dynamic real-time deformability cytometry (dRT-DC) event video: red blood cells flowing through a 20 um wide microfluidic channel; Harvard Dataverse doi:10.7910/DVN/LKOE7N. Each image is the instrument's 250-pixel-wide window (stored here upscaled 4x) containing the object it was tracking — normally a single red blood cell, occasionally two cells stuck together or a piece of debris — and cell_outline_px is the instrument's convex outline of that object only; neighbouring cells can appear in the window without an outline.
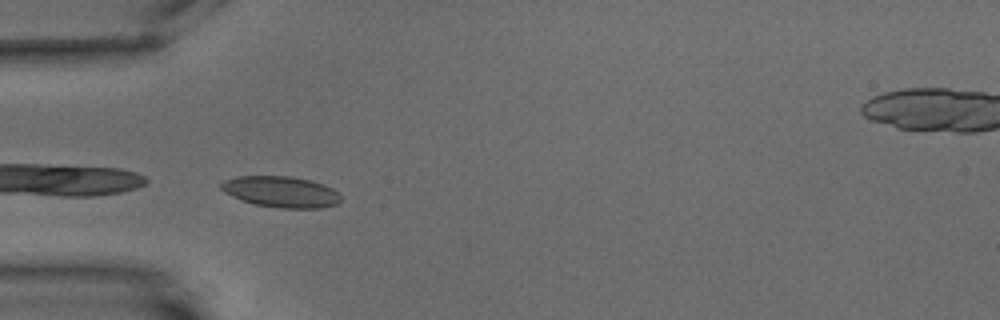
{"species": "common noctule bat (a hibernating species)", "species_latin": "Nyctalus noctula", "temperature_condition": "warm", "stored_images_in_passage": 31, "camera_frame_rate_fps": 3000, "um_per_image_px": 0.085, "animal": {"sex": "male", "body_mass_g": 15.6}, "frame": {"image": 1, "passage_image": 1, "time_ms": 0.0, "image_size_px": [1000, 320], "cell_outline_px": [[340, 200], [336, 204], [320, 208], [280, 208], [256, 204], [240, 200], [224, 192], [220, 188], [220, 184], [224, 180], [236, 176], [292, 176], [312, 180], [324, 184], [332, 188], [340, 196]], "centroid_in_image_um": [23.86, 16.29], "position_along_channel_um": 61.1, "area_um2": 21.73}, "authors_computed_cell_mechanics": {"area_um2": 20.8658, "velocity_mm_per_s": 3.3151, "shape_relaxation_time_tau1_ms": 2.1691, "shape_relaxation_time_tau2_ms": 2.3538, "deformation_change_tau1": 0.068, "deformation_change_tau2": 0.0607}}